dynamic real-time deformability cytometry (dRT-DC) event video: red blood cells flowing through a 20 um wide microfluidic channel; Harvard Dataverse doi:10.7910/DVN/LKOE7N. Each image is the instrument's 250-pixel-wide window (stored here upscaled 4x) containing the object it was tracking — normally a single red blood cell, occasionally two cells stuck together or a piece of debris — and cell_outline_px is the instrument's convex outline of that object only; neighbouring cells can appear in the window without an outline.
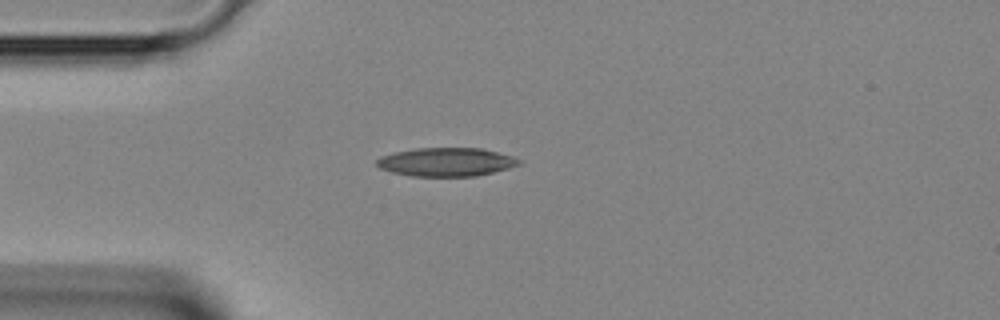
{"species": "Egyptian fruit bat (a non-hibernating species)", "species_latin": "Rousettus aegyptiacus", "temperature_condition": "room temperature", "stored_images_in_passage": 37, "camera_frame_rate_fps": 3000, "um_per_image_px": 0.085, "animal": {"sex": "female"}, "frame": {"image": 1, "passage_image": 8, "time_ms": 2.333, "image_size_px": [1000, 320], "cell_outline_px": [[524, 164], [476, 176], [412, 176], [392, 172], [380, 168], [376, 164], [376, 160], [380, 156], [392, 152], [416, 148], [480, 148], [512, 156], [524, 160]], "centroid_in_image_um": [37.94, 13.76], "position_along_channel_um": 47.1, "area_um2": 23.81}}
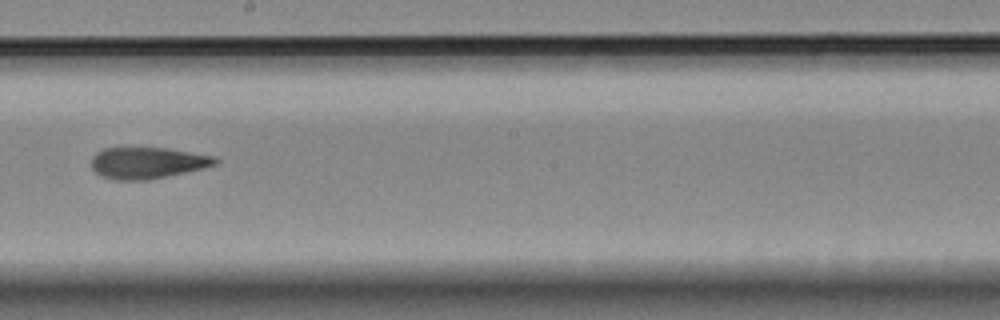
{"frame": {"image": 2, "passage_image": 21, "time_ms": 6.667, "image_size_px": [1000, 320], "cell_outline_px": [[220, 160], [216, 164], [204, 168], [148, 180], [112, 180], [100, 176], [92, 168], [92, 156], [96, 152], [104, 148], [168, 148], [216, 156]], "centroid_in_image_um": [12.54, 13.84], "position_along_channel_um": 235.7, "area_um2": 22.83}}
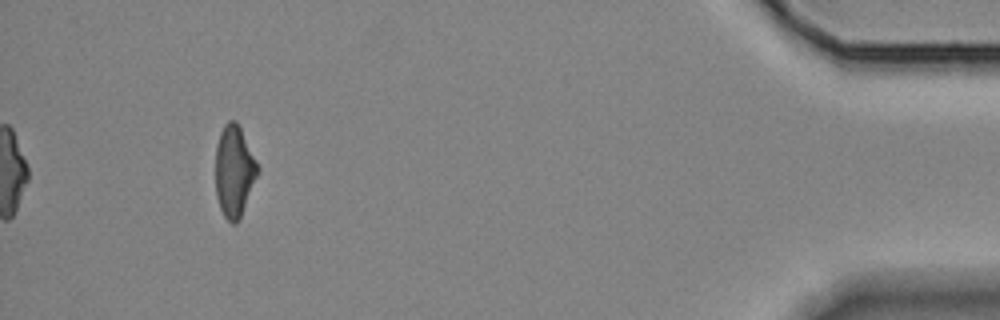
{"frame": {"image": 3, "passage_image": 37, "time_ms": 12.0, "image_size_px": [1000, 320], "cell_outline_px": [[260, 172], [240, 216], [236, 224], [232, 224], [224, 216], [220, 208], [216, 196], [216, 144], [220, 132], [224, 124], [228, 120], [236, 120], [260, 168]], "centroid_in_image_um": [19.91, 14.54], "position_along_channel_um": 415.3, "area_um2": 22.43}}